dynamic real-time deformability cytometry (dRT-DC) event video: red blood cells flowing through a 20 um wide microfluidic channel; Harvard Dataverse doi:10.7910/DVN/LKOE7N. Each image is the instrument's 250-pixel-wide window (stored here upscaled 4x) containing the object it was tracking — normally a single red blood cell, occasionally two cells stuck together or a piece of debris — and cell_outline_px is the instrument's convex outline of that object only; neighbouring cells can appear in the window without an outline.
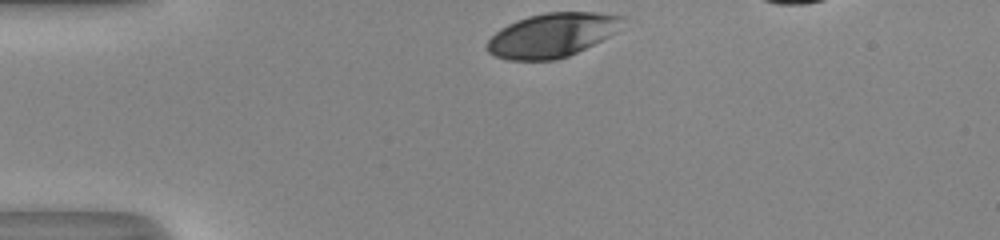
{"species": "human", "species_latin": "Homo sapiens", "temperature_condition": "room temperature", "stored_images_in_passage": 30, "camera_frame_rate_fps": 3000, "um_per_image_px": 0.085, "donor": {"sex": "male"}, "frame": {"image": 1, "passage_image": 1, "time_ms": 0.0, "image_size_px": [1000, 240], "cell_outline_px": [[628, 16], [608, 36], [568, 56], [556, 60], [508, 60], [496, 56], [488, 52], [488, 40], [500, 28], [516, 20], [528, 16], [548, 12], [596, 12]], "centroid_in_image_um": [46.9, 2.98], "position_along_channel_um": 38.1, "area_um2": 34.33}}
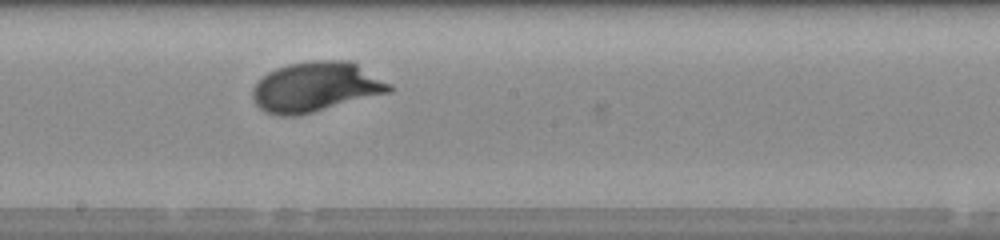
{"frame": {"image": 2, "passage_image": 18, "time_ms": 5.667, "image_size_px": [1000, 240], "cell_outline_px": [[396, 88], [392, 92], [296, 116], [276, 116], [264, 112], [256, 104], [252, 96], [252, 88], [268, 72], [276, 68], [288, 64], [312, 60], [352, 60], [392, 84]], "centroid_in_image_um": [26.88, 7.38], "position_along_channel_um": 221.3, "area_um2": 40.11}}
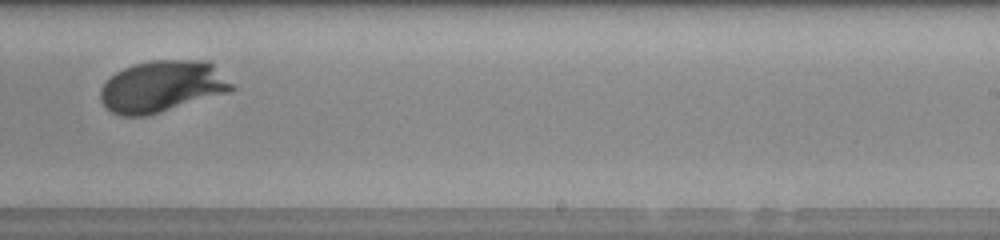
{"frame": {"image": 3, "passage_image": 22, "time_ms": 7.0, "image_size_px": [1000, 240], "cell_outline_px": [[236, 88], [228, 92], [160, 112], [144, 116], [120, 116], [112, 112], [100, 100], [100, 88], [116, 72], [124, 68], [136, 64], [152, 60], [208, 60]], "centroid_in_image_um": [13.76, 7.35], "position_along_channel_um": 275.2, "area_um2": 38.96}, "authors_computed_cell_mechanics": {"area_um2": 38.6393, "velocity_mm_per_s": 4.0461, "shape_relaxation_time_tau1_ms": 2.6039, "shape_relaxation_time_tau2_ms": null, "deformation_change_tau1": 0.1755, "deformation_change_tau2": null}}